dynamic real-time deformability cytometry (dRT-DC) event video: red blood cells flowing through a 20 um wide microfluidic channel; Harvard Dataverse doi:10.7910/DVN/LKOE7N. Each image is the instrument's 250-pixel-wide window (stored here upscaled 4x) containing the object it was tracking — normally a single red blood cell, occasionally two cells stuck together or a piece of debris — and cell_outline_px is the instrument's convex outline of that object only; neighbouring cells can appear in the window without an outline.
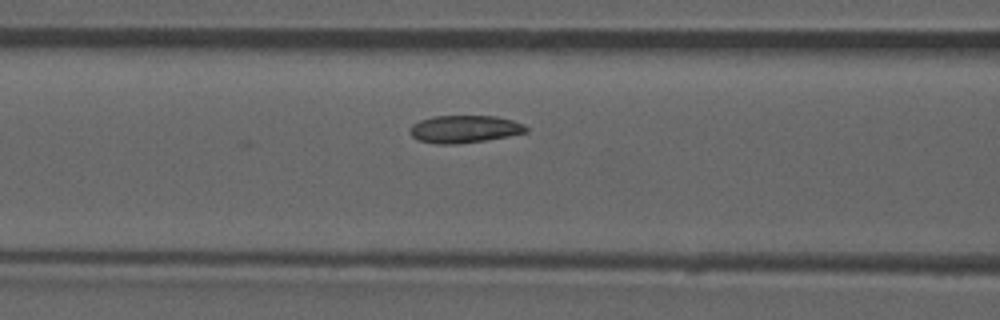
{"species": "common noctule bat (a hibernating species)", "species_latin": "Nyctalus noctula", "temperature_condition": "room temperature", "stored_images_in_passage": 8, "camera_frame_rate_fps": 3000, "um_per_image_px": 0.085, "animal": {"sex": "male", "forearm_length_mm": 52.5}, "frame": {"image": 1, "passage_image": 8, "time_ms": 2.333, "image_size_px": [1000, 320], "cell_outline_px": [[528, 132], [508, 136], [484, 140], [456, 144], [436, 144], [416, 140], [412, 136], [412, 124], [420, 120], [436, 116], [496, 116], [512, 120], [524, 124], [528, 128]], "centroid_in_image_um": [39.5, 10.97], "position_along_channel_um": 127.1, "area_um2": 18.5}}